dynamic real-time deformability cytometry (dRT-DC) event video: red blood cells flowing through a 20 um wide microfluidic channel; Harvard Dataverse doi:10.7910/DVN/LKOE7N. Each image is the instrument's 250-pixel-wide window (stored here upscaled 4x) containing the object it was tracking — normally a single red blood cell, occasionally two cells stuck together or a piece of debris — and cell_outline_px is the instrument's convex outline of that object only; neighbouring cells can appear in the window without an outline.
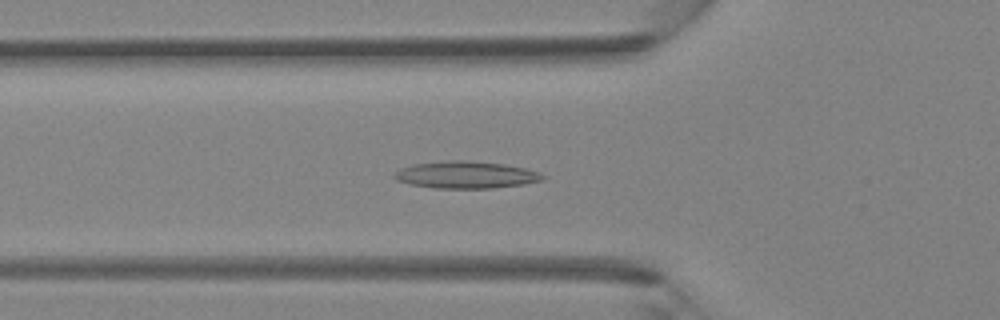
{"species": "Egyptian fruit bat (a non-hibernating species)", "species_latin": "Rousettus aegyptiacus", "temperature_condition": "room temperature", "stored_images_in_passage": 43, "camera_frame_rate_fps": 3000, "um_per_image_px": 0.085, "animal": {"sex": "female"}, "frame": {"image": 1, "passage_image": 15, "time_ms": 4.667, "image_size_px": [1000, 320], "cell_outline_px": [[548, 176], [544, 180], [524, 184], [492, 188], [436, 188], [412, 184], [396, 180], [392, 176], [400, 168], [412, 164], [452, 160], [468, 160], [504, 164], [524, 168]], "centroid_in_image_um": [39.61, 14.86], "position_along_channel_um": 86.2, "area_um2": 23.35}}
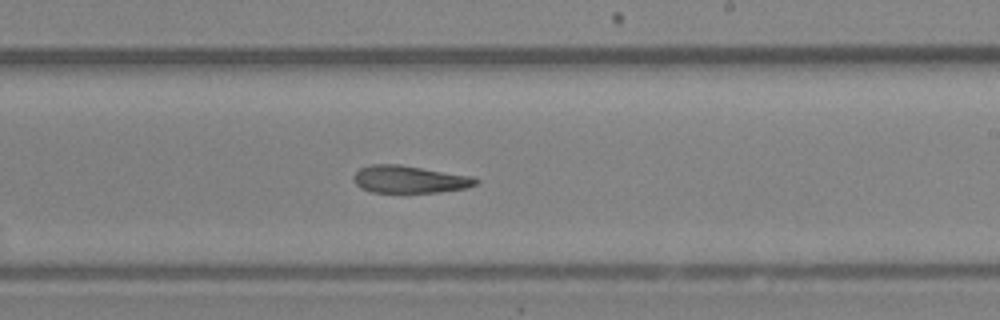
{"frame": {"image": 2, "passage_image": 26, "time_ms": 8.333, "image_size_px": [1000, 320], "cell_outline_px": [[480, 180], [476, 184], [468, 188], [440, 192], [372, 192], [360, 188], [356, 184], [352, 176], [360, 168], [372, 164], [400, 164], [472, 176]], "centroid_in_image_um": [34.82, 15.24], "position_along_channel_um": 254.2, "area_um2": 19.59}}
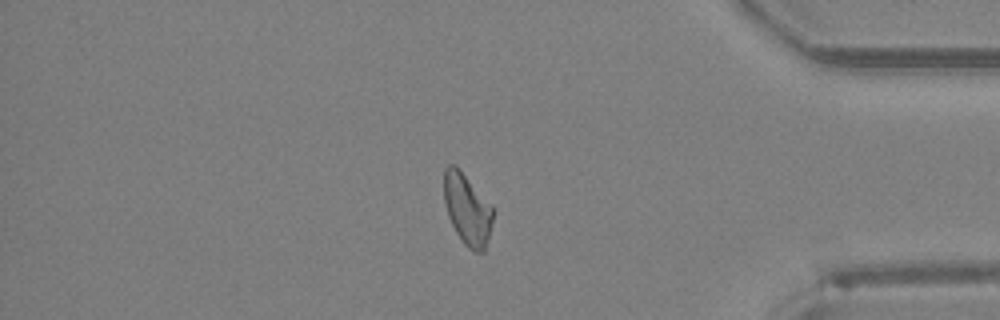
{"frame": {"image": 3, "passage_image": 37, "time_ms": 12.0, "image_size_px": [1000, 320], "cell_outline_px": [[496, 212], [484, 252], [476, 252], [468, 248], [464, 244], [456, 232], [448, 216], [444, 200], [444, 168], [448, 164], [452, 164], [464, 176]], "centroid_in_image_um": [39.72, 17.86], "position_along_channel_um": 395.5, "area_um2": 19.83}}